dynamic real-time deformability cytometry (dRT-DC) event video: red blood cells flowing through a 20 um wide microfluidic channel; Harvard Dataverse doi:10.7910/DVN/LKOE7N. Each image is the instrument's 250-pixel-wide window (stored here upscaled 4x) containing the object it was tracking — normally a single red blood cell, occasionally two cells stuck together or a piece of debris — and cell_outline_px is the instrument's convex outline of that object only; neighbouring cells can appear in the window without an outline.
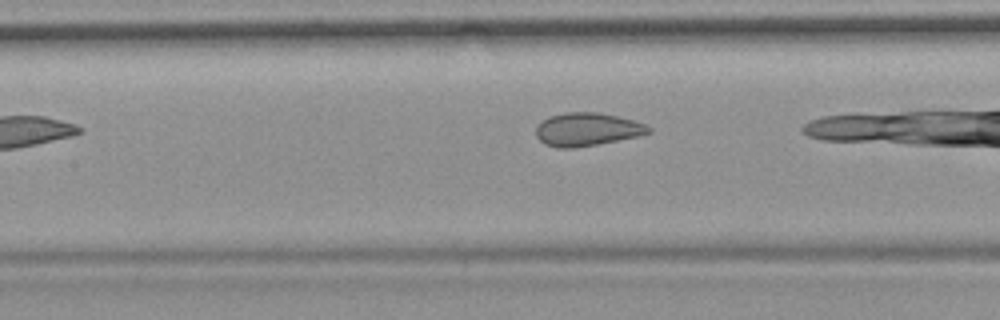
{"species": "common noctule bat (a hibernating species)", "species_latin": "Nyctalus noctula", "temperature_condition": "room temperature", "stored_images_in_passage": 6, "segment_of_instrument_passage": [2, 2], "camera_frame_rate_fps": 3000, "um_per_image_px": 0.085, "animal": {"sex": "female", "body_mass_g": 19.9}, "frame": {"image": 1, "passage_image": 6, "time_ms": 5.667, "image_size_px": [1000, 320], "cell_outline_px": [[652, 132], [640, 136], [596, 144], [572, 148], [556, 148], [544, 144], [536, 136], [536, 128], [548, 116], [564, 112], [596, 112], [616, 116], [632, 120], [644, 124], [652, 128]], "centroid_in_image_um": [49.9, 11.0], "position_along_channel_um": 157.5, "area_um2": 21.68}}